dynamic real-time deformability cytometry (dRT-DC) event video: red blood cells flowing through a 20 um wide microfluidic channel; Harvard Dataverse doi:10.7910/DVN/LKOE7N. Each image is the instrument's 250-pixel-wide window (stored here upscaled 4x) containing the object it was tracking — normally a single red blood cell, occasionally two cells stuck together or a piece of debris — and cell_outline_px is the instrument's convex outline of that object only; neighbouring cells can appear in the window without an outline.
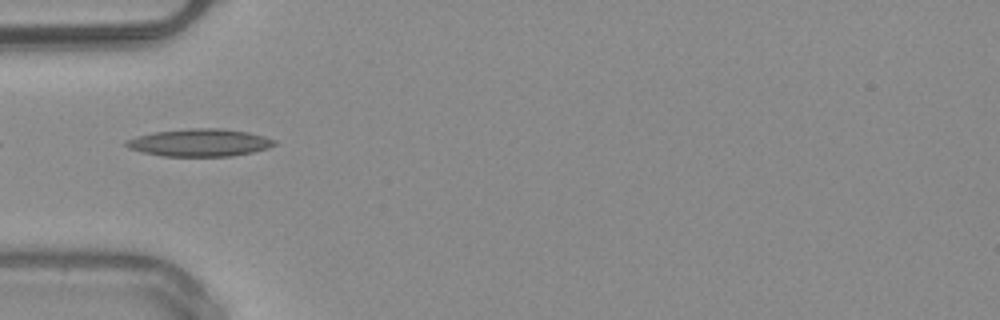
{"species": "common noctule bat (a hibernating species)", "species_latin": "Nyctalus noctula", "temperature_condition": "warm", "stored_images_in_passage": 20, "camera_frame_rate_fps": 3000, "um_per_image_px": 0.085, "animal": {"sex": "male", "body_mass_g": 20.4}, "frame": {"image": 1, "passage_image": 1, "time_ms": 0.0, "image_size_px": [1000, 320], "cell_outline_px": [[276, 144], [268, 148], [252, 152], [232, 156], [160, 156], [128, 148], [124, 144], [124, 140], [136, 136], [152, 132], [188, 128], [220, 128], [248, 132], [264, 136], [276, 140]], "centroid_in_image_um": [16.94, 12.12], "position_along_channel_um": 68.1, "area_um2": 23.93}}